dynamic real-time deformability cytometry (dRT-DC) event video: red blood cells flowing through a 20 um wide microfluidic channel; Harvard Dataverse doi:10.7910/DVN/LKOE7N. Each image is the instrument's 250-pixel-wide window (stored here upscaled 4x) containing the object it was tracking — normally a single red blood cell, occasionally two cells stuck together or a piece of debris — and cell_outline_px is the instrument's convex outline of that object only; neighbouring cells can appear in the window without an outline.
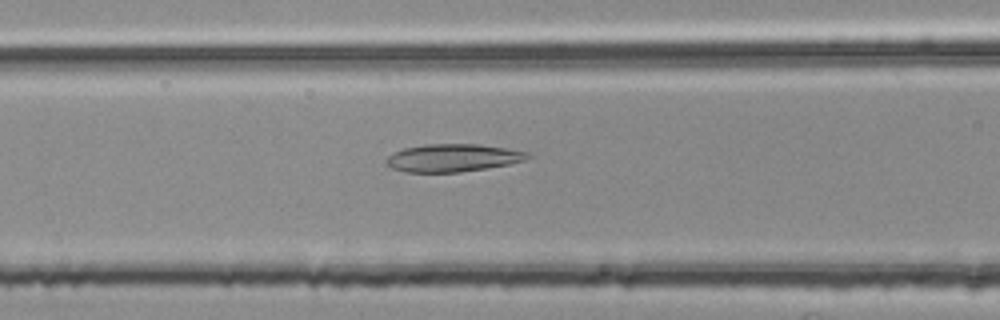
{"species": "common noctule bat (a hibernating species)", "species_latin": "Nyctalus noctula", "temperature_condition": "room temperature", "stored_images_in_passage": 10, "camera_frame_rate_fps": 3000, "um_per_image_px": 0.085, "animal": {"sex": "female", "body_mass_g": 25.1}, "frame": {"image": 1, "passage_image": 5, "time_ms": 1.333, "image_size_px": [1000, 320], "cell_outline_px": [[532, 156], [524, 160], [508, 164], [460, 172], [404, 172], [392, 168], [388, 164], [388, 156], [404, 148], [424, 144], [480, 144], [528, 152]], "centroid_in_image_um": [38.5, 13.41], "position_along_channel_um": 128.1, "area_um2": 22.54}}
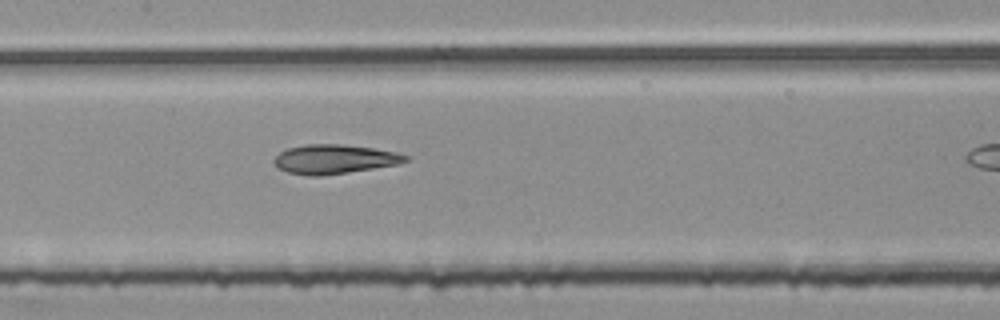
{"frame": {"image": 2, "passage_image": 9, "time_ms": 2.667, "image_size_px": [1000, 320], "cell_outline_px": [[408, 160], [396, 164], [348, 172], [320, 176], [308, 176], [288, 172], [276, 168], [272, 160], [280, 152], [288, 148], [308, 144], [340, 144], [372, 148], [396, 152], [408, 156]], "centroid_in_image_um": [28.36, 13.53], "position_along_channel_um": 179.0, "area_um2": 22.2}}